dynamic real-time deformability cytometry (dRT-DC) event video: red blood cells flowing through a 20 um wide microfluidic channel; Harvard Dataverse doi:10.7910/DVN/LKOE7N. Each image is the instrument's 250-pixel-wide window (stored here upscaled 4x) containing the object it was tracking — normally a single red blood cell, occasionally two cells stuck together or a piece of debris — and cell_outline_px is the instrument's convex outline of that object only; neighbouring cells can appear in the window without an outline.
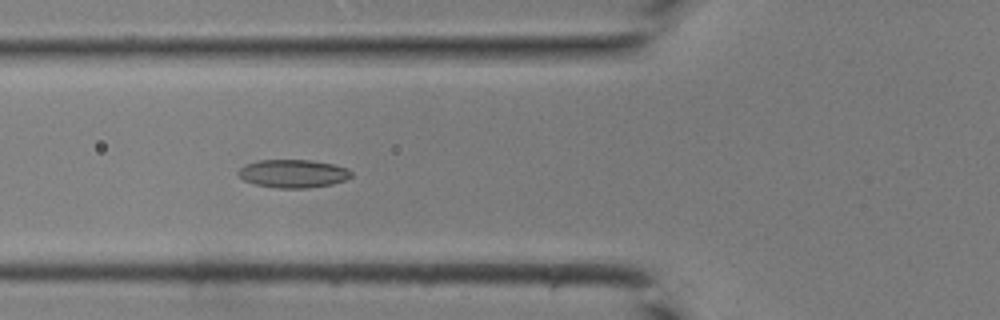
{"species": "common noctule bat (a hibernating species)", "species_latin": "Nyctalus noctula", "temperature_condition": "room temperature", "stored_images_in_passage": 42, "camera_frame_rate_fps": 3000, "um_per_image_px": 0.085, "animal": {"sex": "male", "body_mass_g": 19.0, "forearm_length_mm": 50.8}, "frame": {"image": 1, "passage_image": 16, "time_ms": 5.0, "image_size_px": [1000, 320], "cell_outline_px": [[352, 176], [344, 180], [332, 184], [308, 188], [276, 188], [252, 184], [244, 180], [236, 172], [244, 164], [260, 160], [308, 160], [332, 164], [348, 168], [352, 172]], "centroid_in_image_um": [24.89, 14.76], "position_along_channel_um": 100.9, "area_um2": 18.61}}
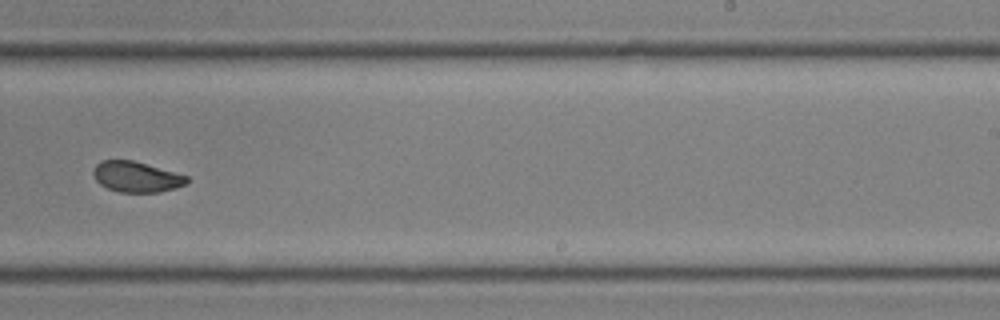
{"frame": {"image": 2, "passage_image": 27, "time_ms": 8.667, "image_size_px": [1000, 320], "cell_outline_px": [[188, 184], [176, 188], [160, 192], [120, 192], [108, 188], [100, 184], [96, 180], [92, 172], [96, 164], [100, 160], [132, 160], [188, 176]], "centroid_in_image_um": [11.59, 15.03], "position_along_channel_um": 277.4, "area_um2": 16.65}}
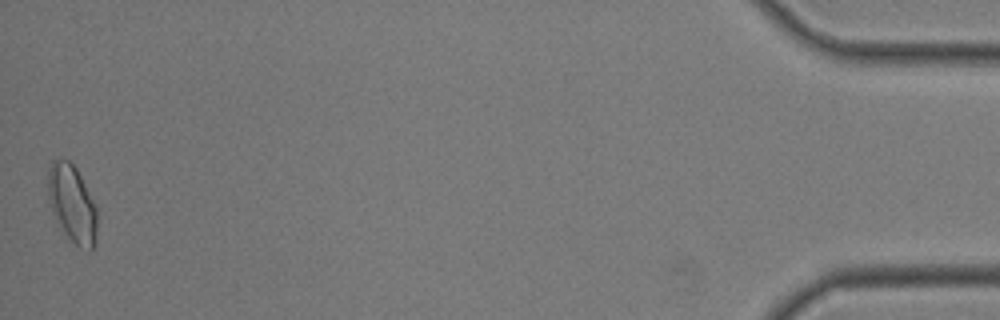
{"frame": {"image": 3, "passage_image": 42, "time_ms": 13.667, "image_size_px": [1000, 320], "cell_outline_px": [[96, 244], [88, 252], [80, 248], [60, 228], [52, 212], [48, 200], [48, 168], [52, 160], [68, 160], [76, 168], [96, 204]], "centroid_in_image_um": [6.13, 17.34], "position_along_channel_um": 429.1, "area_um2": 22.25}}